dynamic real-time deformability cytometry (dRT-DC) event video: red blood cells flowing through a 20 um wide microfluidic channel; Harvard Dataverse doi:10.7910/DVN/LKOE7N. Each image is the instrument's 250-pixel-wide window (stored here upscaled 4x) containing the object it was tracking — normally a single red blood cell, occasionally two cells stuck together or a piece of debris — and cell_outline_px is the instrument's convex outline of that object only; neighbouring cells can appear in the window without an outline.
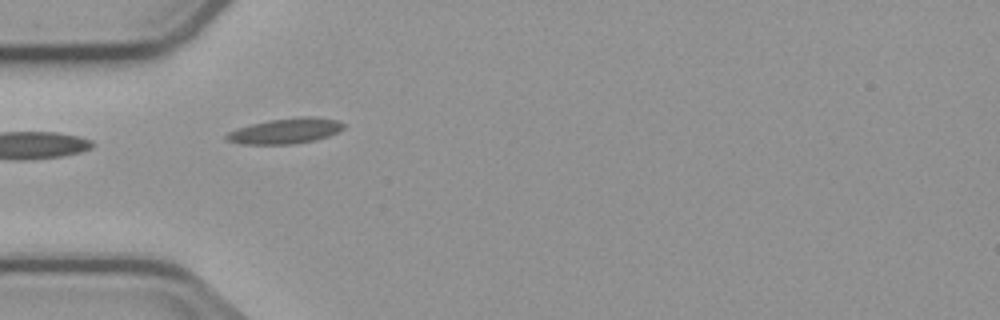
{"species": "common noctule bat (a hibernating species)", "species_latin": "Nyctalus noctula", "temperature_condition": "cold", "stored_images_in_passage": 6, "camera_frame_rate_fps": 3000, "um_per_image_px": 0.085, "animal": {"sex": "male", "body_mass_g": 23.1, "forearm_length_mm": 52.7}, "frame": {"image": 1, "passage_image": 5, "time_ms": 5.333, "image_size_px": [1000, 320], "cell_outline_px": [[344, 128], [328, 136], [312, 140], [292, 144], [240, 144], [224, 140], [224, 136], [228, 132], [236, 128], [268, 120], [300, 116], [312, 116], [336, 120], [344, 124]], "centroid_in_image_um": [24.2, 11.12], "position_along_channel_um": 60.8, "area_um2": 17.34}}